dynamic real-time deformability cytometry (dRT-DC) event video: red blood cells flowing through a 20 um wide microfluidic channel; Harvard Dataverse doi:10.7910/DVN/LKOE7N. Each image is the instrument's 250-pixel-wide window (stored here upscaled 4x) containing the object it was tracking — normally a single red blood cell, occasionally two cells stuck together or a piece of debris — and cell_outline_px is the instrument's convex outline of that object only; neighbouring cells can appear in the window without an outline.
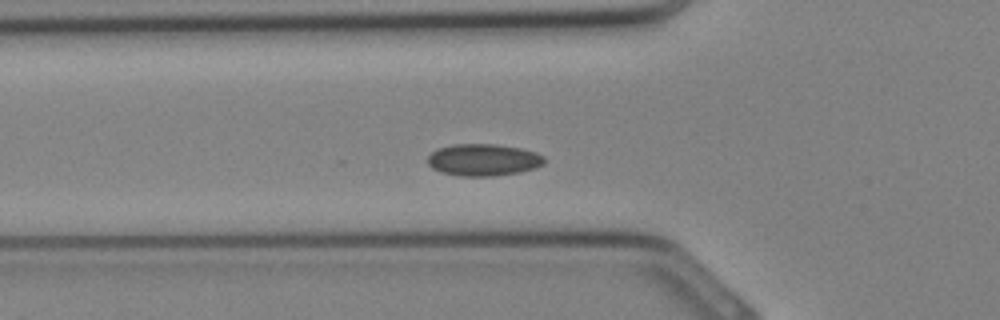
{"species": "Egyptian fruit bat (a non-hibernating species)", "species_latin": "Rousettus aegyptiacus", "temperature_condition": "cold", "stored_images_in_passage": 26, "camera_frame_rate_fps": 3000, "um_per_image_px": 0.085, "animal": {"sex": "female"}, "frame": {"image": 1, "passage_image": 3, "time_ms": 0.667, "image_size_px": [1000, 320], "cell_outline_px": [[544, 164], [536, 168], [520, 172], [492, 176], [460, 176], [440, 172], [432, 168], [428, 164], [428, 156], [432, 152], [440, 148], [456, 144], [492, 144], [520, 148], [536, 152], [544, 156]], "centroid_in_image_um": [41.1, 13.6], "position_along_channel_um": 84.7, "area_um2": 21.68}}
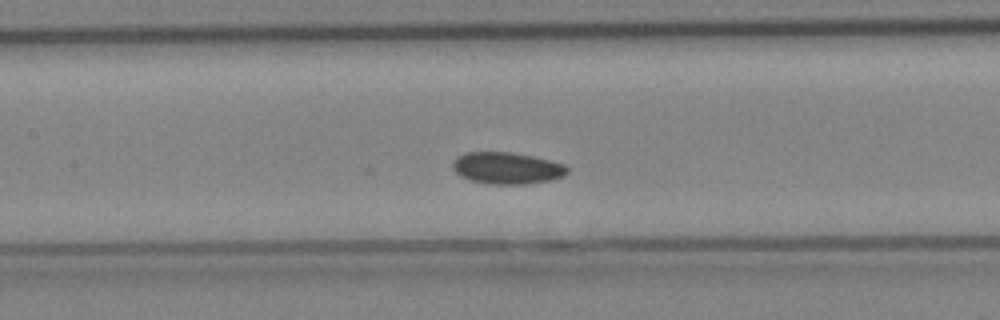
{"frame": {"image": 2, "passage_image": 7, "time_ms": 2.0, "image_size_px": [1000, 320], "cell_outline_px": [[568, 172], [564, 176], [552, 180], [528, 184], [488, 184], [472, 180], [460, 176], [452, 168], [452, 164], [460, 156], [468, 152], [508, 152], [532, 156], [564, 164], [568, 168]], "centroid_in_image_um": [43.12, 14.3], "position_along_channel_um": 164.3, "area_um2": 21.04}}
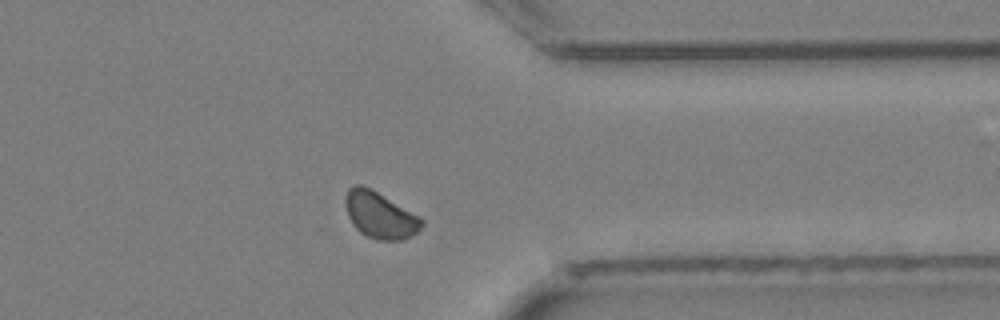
{"frame": {"image": 3, "passage_image": 18, "time_ms": 5.667, "image_size_px": [1000, 320], "cell_outline_px": [[424, 224], [416, 232], [404, 240], [376, 240], [360, 232], [352, 224], [348, 216], [344, 204], [344, 200], [348, 188], [352, 184], [360, 184], [376, 192], [420, 216], [424, 220]], "centroid_in_image_um": [32.27, 18.29], "position_along_channel_um": 379.1, "area_um2": 20.58}}